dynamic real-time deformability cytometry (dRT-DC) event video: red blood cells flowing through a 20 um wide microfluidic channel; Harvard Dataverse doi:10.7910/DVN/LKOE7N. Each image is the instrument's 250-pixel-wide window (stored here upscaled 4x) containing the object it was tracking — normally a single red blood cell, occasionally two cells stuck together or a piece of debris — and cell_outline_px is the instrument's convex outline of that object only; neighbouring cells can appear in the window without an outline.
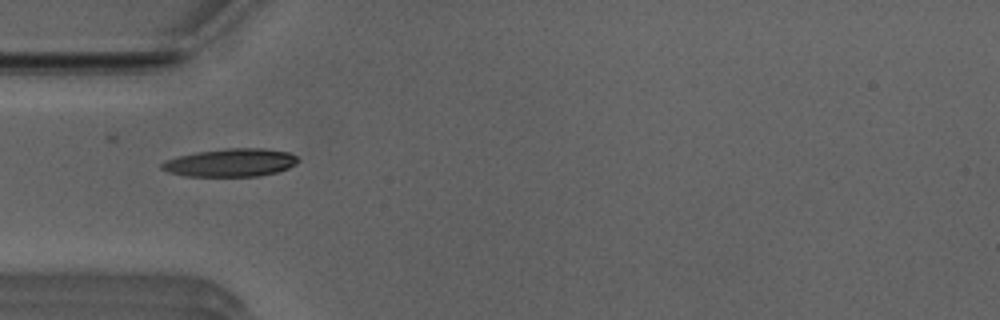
{"species": "Egyptian fruit bat (a non-hibernating species)", "species_latin": "Rousettus aegyptiacus", "temperature_condition": "room temperature", "stored_images_in_passage": 38, "camera_frame_rate_fps": 3000, "um_per_image_px": 0.085, "animal": {"sex": "male"}, "frame": {"image": 1, "passage_image": 1, "time_ms": 0.0, "image_size_px": [1000, 320], "cell_outline_px": [[300, 160], [296, 164], [288, 168], [276, 172], [256, 176], [184, 176], [168, 172], [160, 168], [160, 164], [164, 160], [176, 156], [196, 152], [228, 148], [264, 148], [288, 152], [296, 156]], "centroid_in_image_um": [19.57, 13.82], "position_along_channel_um": 65.4, "area_um2": 22.37}}
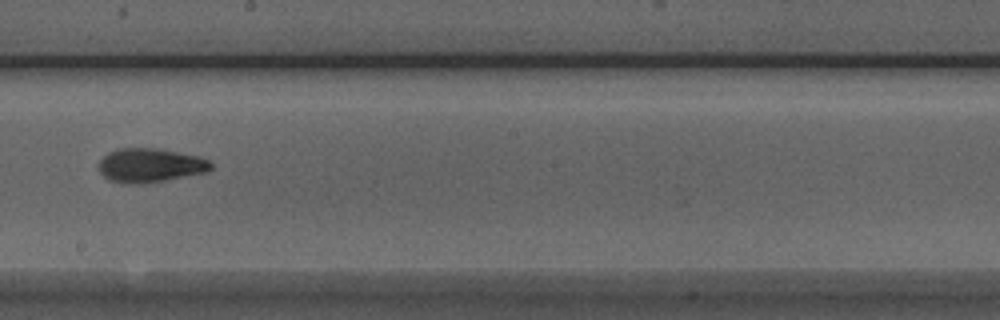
{"frame": {"image": 2, "passage_image": 14, "time_ms": 4.333, "image_size_px": [1000, 320], "cell_outline_px": [[212, 168], [208, 172], [144, 184], [132, 184], [108, 180], [100, 172], [96, 164], [108, 152], [116, 148], [156, 148], [200, 156], [208, 160], [212, 164]], "centroid_in_image_um": [12.75, 14.05], "position_along_channel_um": 235.5, "area_um2": 22.48}}
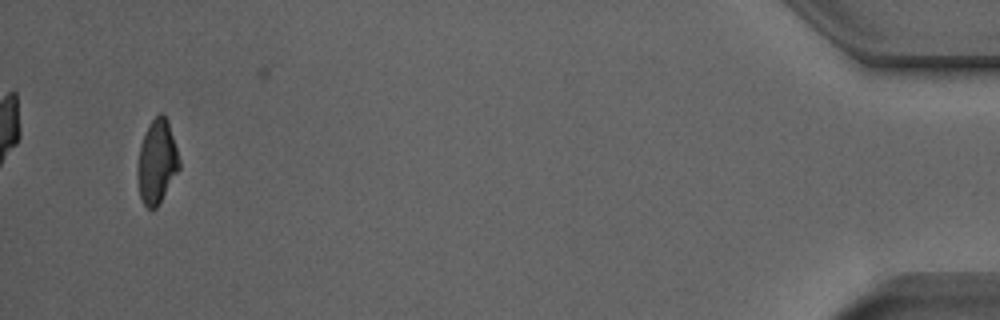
{"frame": {"image": 3, "passage_image": 35, "time_ms": 11.333, "image_size_px": [1000, 320], "cell_outline_px": [[180, 168], [156, 208], [148, 208], [144, 204], [140, 196], [140, 148], [144, 136], [152, 120], [160, 112], [168, 120], [180, 160]], "centroid_in_image_um": [13.4, 13.73], "position_along_channel_um": 421.8, "area_um2": 19.31}, "authors_computed_cell_mechanics": {"area_um2": 21.5305, "velocity_mm_per_s": 3.9262, "shape_relaxation_time_tau1_ms": 5.1171, "shape_relaxation_time_tau2_ms": 2.7772, "deformation_change_tau1": 0.183, "deformation_change_tau2": 0.0886}}